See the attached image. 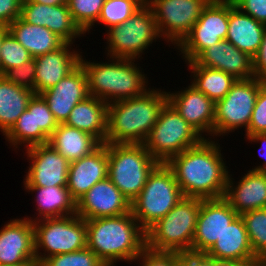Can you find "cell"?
<instances>
[{
  "mask_svg": "<svg viewBox=\"0 0 266 266\" xmlns=\"http://www.w3.org/2000/svg\"><path fill=\"white\" fill-rule=\"evenodd\" d=\"M221 149L215 139H203L198 145L186 149L166 163L173 171L184 197H224L230 171L223 160Z\"/></svg>",
  "mask_w": 266,
  "mask_h": 266,
  "instance_id": "obj_1",
  "label": "cell"
},
{
  "mask_svg": "<svg viewBox=\"0 0 266 266\" xmlns=\"http://www.w3.org/2000/svg\"><path fill=\"white\" fill-rule=\"evenodd\" d=\"M85 221L87 247L106 266H116L120 261L131 264L146 247V231L135 220L131 211Z\"/></svg>",
  "mask_w": 266,
  "mask_h": 266,
  "instance_id": "obj_2",
  "label": "cell"
},
{
  "mask_svg": "<svg viewBox=\"0 0 266 266\" xmlns=\"http://www.w3.org/2000/svg\"><path fill=\"white\" fill-rule=\"evenodd\" d=\"M167 102L166 91L151 87L141 96L108 104L104 144H143Z\"/></svg>",
  "mask_w": 266,
  "mask_h": 266,
  "instance_id": "obj_3",
  "label": "cell"
},
{
  "mask_svg": "<svg viewBox=\"0 0 266 266\" xmlns=\"http://www.w3.org/2000/svg\"><path fill=\"white\" fill-rule=\"evenodd\" d=\"M108 62H91L81 55L80 64L87 76L89 95L107 104L143 95L150 87L147 74L135 59L107 58ZM141 69V70H140Z\"/></svg>",
  "mask_w": 266,
  "mask_h": 266,
  "instance_id": "obj_4",
  "label": "cell"
},
{
  "mask_svg": "<svg viewBox=\"0 0 266 266\" xmlns=\"http://www.w3.org/2000/svg\"><path fill=\"white\" fill-rule=\"evenodd\" d=\"M201 198L184 197L163 218L146 231V246L155 251H192Z\"/></svg>",
  "mask_w": 266,
  "mask_h": 266,
  "instance_id": "obj_5",
  "label": "cell"
},
{
  "mask_svg": "<svg viewBox=\"0 0 266 266\" xmlns=\"http://www.w3.org/2000/svg\"><path fill=\"white\" fill-rule=\"evenodd\" d=\"M158 164L144 144H108V178L130 203Z\"/></svg>",
  "mask_w": 266,
  "mask_h": 266,
  "instance_id": "obj_6",
  "label": "cell"
},
{
  "mask_svg": "<svg viewBox=\"0 0 266 266\" xmlns=\"http://www.w3.org/2000/svg\"><path fill=\"white\" fill-rule=\"evenodd\" d=\"M182 199L184 195L173 171L166 163H159L131 203V212L140 226L147 231Z\"/></svg>",
  "mask_w": 266,
  "mask_h": 266,
  "instance_id": "obj_7",
  "label": "cell"
},
{
  "mask_svg": "<svg viewBox=\"0 0 266 266\" xmlns=\"http://www.w3.org/2000/svg\"><path fill=\"white\" fill-rule=\"evenodd\" d=\"M107 57L143 58L145 50L161 39L152 8L146 3L120 25L105 30Z\"/></svg>",
  "mask_w": 266,
  "mask_h": 266,
  "instance_id": "obj_8",
  "label": "cell"
},
{
  "mask_svg": "<svg viewBox=\"0 0 266 266\" xmlns=\"http://www.w3.org/2000/svg\"><path fill=\"white\" fill-rule=\"evenodd\" d=\"M204 138L167 102L143 143L159 163L198 145Z\"/></svg>",
  "mask_w": 266,
  "mask_h": 266,
  "instance_id": "obj_9",
  "label": "cell"
},
{
  "mask_svg": "<svg viewBox=\"0 0 266 266\" xmlns=\"http://www.w3.org/2000/svg\"><path fill=\"white\" fill-rule=\"evenodd\" d=\"M32 223L37 265L50 256L76 252L87 247L86 221L77 214Z\"/></svg>",
  "mask_w": 266,
  "mask_h": 266,
  "instance_id": "obj_10",
  "label": "cell"
},
{
  "mask_svg": "<svg viewBox=\"0 0 266 266\" xmlns=\"http://www.w3.org/2000/svg\"><path fill=\"white\" fill-rule=\"evenodd\" d=\"M255 77L236 80L225 97L215 103L214 136H225L235 130L248 129L259 89L265 84Z\"/></svg>",
  "mask_w": 266,
  "mask_h": 266,
  "instance_id": "obj_11",
  "label": "cell"
},
{
  "mask_svg": "<svg viewBox=\"0 0 266 266\" xmlns=\"http://www.w3.org/2000/svg\"><path fill=\"white\" fill-rule=\"evenodd\" d=\"M229 0H210L188 35L175 47L185 62L194 61L206 48L226 40Z\"/></svg>",
  "mask_w": 266,
  "mask_h": 266,
  "instance_id": "obj_12",
  "label": "cell"
},
{
  "mask_svg": "<svg viewBox=\"0 0 266 266\" xmlns=\"http://www.w3.org/2000/svg\"><path fill=\"white\" fill-rule=\"evenodd\" d=\"M209 1L147 0V4L152 8L161 38L177 47L191 31Z\"/></svg>",
  "mask_w": 266,
  "mask_h": 266,
  "instance_id": "obj_13",
  "label": "cell"
},
{
  "mask_svg": "<svg viewBox=\"0 0 266 266\" xmlns=\"http://www.w3.org/2000/svg\"><path fill=\"white\" fill-rule=\"evenodd\" d=\"M29 169L23 180L24 187H67L70 162L49 143L24 149Z\"/></svg>",
  "mask_w": 266,
  "mask_h": 266,
  "instance_id": "obj_14",
  "label": "cell"
},
{
  "mask_svg": "<svg viewBox=\"0 0 266 266\" xmlns=\"http://www.w3.org/2000/svg\"><path fill=\"white\" fill-rule=\"evenodd\" d=\"M239 214L224 198L201 199L192 253H206Z\"/></svg>",
  "mask_w": 266,
  "mask_h": 266,
  "instance_id": "obj_15",
  "label": "cell"
},
{
  "mask_svg": "<svg viewBox=\"0 0 266 266\" xmlns=\"http://www.w3.org/2000/svg\"><path fill=\"white\" fill-rule=\"evenodd\" d=\"M205 254L225 266H255L262 263L251 249L246 226L240 215Z\"/></svg>",
  "mask_w": 266,
  "mask_h": 266,
  "instance_id": "obj_16",
  "label": "cell"
},
{
  "mask_svg": "<svg viewBox=\"0 0 266 266\" xmlns=\"http://www.w3.org/2000/svg\"><path fill=\"white\" fill-rule=\"evenodd\" d=\"M187 87L181 91H168V102L204 139H207L205 137L207 135L208 139H211L213 137L215 103L191 84Z\"/></svg>",
  "mask_w": 266,
  "mask_h": 266,
  "instance_id": "obj_17",
  "label": "cell"
},
{
  "mask_svg": "<svg viewBox=\"0 0 266 266\" xmlns=\"http://www.w3.org/2000/svg\"><path fill=\"white\" fill-rule=\"evenodd\" d=\"M24 263H36V255L33 223L22 217L0 229V265Z\"/></svg>",
  "mask_w": 266,
  "mask_h": 266,
  "instance_id": "obj_18",
  "label": "cell"
},
{
  "mask_svg": "<svg viewBox=\"0 0 266 266\" xmlns=\"http://www.w3.org/2000/svg\"><path fill=\"white\" fill-rule=\"evenodd\" d=\"M131 211V203L111 180L97 182L76 202V214L85 220L118 216Z\"/></svg>",
  "mask_w": 266,
  "mask_h": 266,
  "instance_id": "obj_19",
  "label": "cell"
},
{
  "mask_svg": "<svg viewBox=\"0 0 266 266\" xmlns=\"http://www.w3.org/2000/svg\"><path fill=\"white\" fill-rule=\"evenodd\" d=\"M20 17L29 24L46 27L65 43L73 44L76 38L85 36V33L74 22L67 3L50 6L22 2Z\"/></svg>",
  "mask_w": 266,
  "mask_h": 266,
  "instance_id": "obj_20",
  "label": "cell"
},
{
  "mask_svg": "<svg viewBox=\"0 0 266 266\" xmlns=\"http://www.w3.org/2000/svg\"><path fill=\"white\" fill-rule=\"evenodd\" d=\"M58 124L65 123L76 104L89 96L87 76L79 64L55 86L41 93Z\"/></svg>",
  "mask_w": 266,
  "mask_h": 266,
  "instance_id": "obj_21",
  "label": "cell"
},
{
  "mask_svg": "<svg viewBox=\"0 0 266 266\" xmlns=\"http://www.w3.org/2000/svg\"><path fill=\"white\" fill-rule=\"evenodd\" d=\"M108 177V144H101L91 154L70 162L67 188L77 202L97 182Z\"/></svg>",
  "mask_w": 266,
  "mask_h": 266,
  "instance_id": "obj_22",
  "label": "cell"
},
{
  "mask_svg": "<svg viewBox=\"0 0 266 266\" xmlns=\"http://www.w3.org/2000/svg\"><path fill=\"white\" fill-rule=\"evenodd\" d=\"M72 45L64 43L54 51L34 57L35 94H41L52 88L80 64L82 52L74 49Z\"/></svg>",
  "mask_w": 266,
  "mask_h": 266,
  "instance_id": "obj_23",
  "label": "cell"
},
{
  "mask_svg": "<svg viewBox=\"0 0 266 266\" xmlns=\"http://www.w3.org/2000/svg\"><path fill=\"white\" fill-rule=\"evenodd\" d=\"M199 66L221 70L237 80L254 78L253 57L240 51L228 40L206 48L195 60Z\"/></svg>",
  "mask_w": 266,
  "mask_h": 266,
  "instance_id": "obj_24",
  "label": "cell"
},
{
  "mask_svg": "<svg viewBox=\"0 0 266 266\" xmlns=\"http://www.w3.org/2000/svg\"><path fill=\"white\" fill-rule=\"evenodd\" d=\"M231 176L229 172L223 198L239 215L266 208V172L249 170L237 182Z\"/></svg>",
  "mask_w": 266,
  "mask_h": 266,
  "instance_id": "obj_25",
  "label": "cell"
},
{
  "mask_svg": "<svg viewBox=\"0 0 266 266\" xmlns=\"http://www.w3.org/2000/svg\"><path fill=\"white\" fill-rule=\"evenodd\" d=\"M266 25L242 12L229 0V20L226 40L240 51L254 57L259 51Z\"/></svg>",
  "mask_w": 266,
  "mask_h": 266,
  "instance_id": "obj_26",
  "label": "cell"
},
{
  "mask_svg": "<svg viewBox=\"0 0 266 266\" xmlns=\"http://www.w3.org/2000/svg\"><path fill=\"white\" fill-rule=\"evenodd\" d=\"M108 104L89 95L74 106L65 124L94 136L101 144L107 135Z\"/></svg>",
  "mask_w": 266,
  "mask_h": 266,
  "instance_id": "obj_27",
  "label": "cell"
},
{
  "mask_svg": "<svg viewBox=\"0 0 266 266\" xmlns=\"http://www.w3.org/2000/svg\"><path fill=\"white\" fill-rule=\"evenodd\" d=\"M26 192L37 193L36 211L38 216L24 217L32 222L46 218H59L76 214V201L70 195L67 187H24Z\"/></svg>",
  "mask_w": 266,
  "mask_h": 266,
  "instance_id": "obj_28",
  "label": "cell"
},
{
  "mask_svg": "<svg viewBox=\"0 0 266 266\" xmlns=\"http://www.w3.org/2000/svg\"><path fill=\"white\" fill-rule=\"evenodd\" d=\"M48 143L69 162L91 154L101 145L94 136L65 123L58 124Z\"/></svg>",
  "mask_w": 266,
  "mask_h": 266,
  "instance_id": "obj_29",
  "label": "cell"
},
{
  "mask_svg": "<svg viewBox=\"0 0 266 266\" xmlns=\"http://www.w3.org/2000/svg\"><path fill=\"white\" fill-rule=\"evenodd\" d=\"M8 30L33 58L54 51L65 43L46 27L29 24L21 17L13 21Z\"/></svg>",
  "mask_w": 266,
  "mask_h": 266,
  "instance_id": "obj_30",
  "label": "cell"
},
{
  "mask_svg": "<svg viewBox=\"0 0 266 266\" xmlns=\"http://www.w3.org/2000/svg\"><path fill=\"white\" fill-rule=\"evenodd\" d=\"M34 92L0 76V132L4 136L27 109Z\"/></svg>",
  "mask_w": 266,
  "mask_h": 266,
  "instance_id": "obj_31",
  "label": "cell"
},
{
  "mask_svg": "<svg viewBox=\"0 0 266 266\" xmlns=\"http://www.w3.org/2000/svg\"><path fill=\"white\" fill-rule=\"evenodd\" d=\"M186 65L190 68V79L193 78L190 84L214 103L223 99L237 80L221 70L199 66L195 61L186 62Z\"/></svg>",
  "mask_w": 266,
  "mask_h": 266,
  "instance_id": "obj_32",
  "label": "cell"
},
{
  "mask_svg": "<svg viewBox=\"0 0 266 266\" xmlns=\"http://www.w3.org/2000/svg\"><path fill=\"white\" fill-rule=\"evenodd\" d=\"M27 109L33 111L34 121V146L47 144L49 138L58 126L46 100L41 94H33Z\"/></svg>",
  "mask_w": 266,
  "mask_h": 266,
  "instance_id": "obj_33",
  "label": "cell"
},
{
  "mask_svg": "<svg viewBox=\"0 0 266 266\" xmlns=\"http://www.w3.org/2000/svg\"><path fill=\"white\" fill-rule=\"evenodd\" d=\"M245 223L251 249L261 261L266 260V208L249 210L240 215Z\"/></svg>",
  "mask_w": 266,
  "mask_h": 266,
  "instance_id": "obj_34",
  "label": "cell"
},
{
  "mask_svg": "<svg viewBox=\"0 0 266 266\" xmlns=\"http://www.w3.org/2000/svg\"><path fill=\"white\" fill-rule=\"evenodd\" d=\"M143 5L140 0H105L96 24H103L108 30L125 22Z\"/></svg>",
  "mask_w": 266,
  "mask_h": 266,
  "instance_id": "obj_35",
  "label": "cell"
},
{
  "mask_svg": "<svg viewBox=\"0 0 266 266\" xmlns=\"http://www.w3.org/2000/svg\"><path fill=\"white\" fill-rule=\"evenodd\" d=\"M105 0H67L68 8L74 22L86 34L89 32L101 13Z\"/></svg>",
  "mask_w": 266,
  "mask_h": 266,
  "instance_id": "obj_36",
  "label": "cell"
},
{
  "mask_svg": "<svg viewBox=\"0 0 266 266\" xmlns=\"http://www.w3.org/2000/svg\"><path fill=\"white\" fill-rule=\"evenodd\" d=\"M4 136L15 150H19L20 146H24L25 149L34 146L33 111L26 109Z\"/></svg>",
  "mask_w": 266,
  "mask_h": 266,
  "instance_id": "obj_37",
  "label": "cell"
},
{
  "mask_svg": "<svg viewBox=\"0 0 266 266\" xmlns=\"http://www.w3.org/2000/svg\"><path fill=\"white\" fill-rule=\"evenodd\" d=\"M0 48L2 76L8 69L18 67L33 58L10 32L4 36Z\"/></svg>",
  "mask_w": 266,
  "mask_h": 266,
  "instance_id": "obj_38",
  "label": "cell"
},
{
  "mask_svg": "<svg viewBox=\"0 0 266 266\" xmlns=\"http://www.w3.org/2000/svg\"><path fill=\"white\" fill-rule=\"evenodd\" d=\"M38 266H106L88 247L44 259Z\"/></svg>",
  "mask_w": 266,
  "mask_h": 266,
  "instance_id": "obj_39",
  "label": "cell"
},
{
  "mask_svg": "<svg viewBox=\"0 0 266 266\" xmlns=\"http://www.w3.org/2000/svg\"><path fill=\"white\" fill-rule=\"evenodd\" d=\"M36 64L34 58L18 67L8 69L3 76L22 88L31 90L35 94Z\"/></svg>",
  "mask_w": 266,
  "mask_h": 266,
  "instance_id": "obj_40",
  "label": "cell"
},
{
  "mask_svg": "<svg viewBox=\"0 0 266 266\" xmlns=\"http://www.w3.org/2000/svg\"><path fill=\"white\" fill-rule=\"evenodd\" d=\"M179 256V252L155 251L146 246L134 262L139 261L140 266H178Z\"/></svg>",
  "mask_w": 266,
  "mask_h": 266,
  "instance_id": "obj_41",
  "label": "cell"
},
{
  "mask_svg": "<svg viewBox=\"0 0 266 266\" xmlns=\"http://www.w3.org/2000/svg\"><path fill=\"white\" fill-rule=\"evenodd\" d=\"M256 133H266V83L259 89L245 136Z\"/></svg>",
  "mask_w": 266,
  "mask_h": 266,
  "instance_id": "obj_42",
  "label": "cell"
},
{
  "mask_svg": "<svg viewBox=\"0 0 266 266\" xmlns=\"http://www.w3.org/2000/svg\"><path fill=\"white\" fill-rule=\"evenodd\" d=\"M242 12L266 25V0H232Z\"/></svg>",
  "mask_w": 266,
  "mask_h": 266,
  "instance_id": "obj_43",
  "label": "cell"
},
{
  "mask_svg": "<svg viewBox=\"0 0 266 266\" xmlns=\"http://www.w3.org/2000/svg\"><path fill=\"white\" fill-rule=\"evenodd\" d=\"M22 0H0V26L8 27L21 16Z\"/></svg>",
  "mask_w": 266,
  "mask_h": 266,
  "instance_id": "obj_44",
  "label": "cell"
},
{
  "mask_svg": "<svg viewBox=\"0 0 266 266\" xmlns=\"http://www.w3.org/2000/svg\"><path fill=\"white\" fill-rule=\"evenodd\" d=\"M178 266H225L205 253H180Z\"/></svg>",
  "mask_w": 266,
  "mask_h": 266,
  "instance_id": "obj_45",
  "label": "cell"
},
{
  "mask_svg": "<svg viewBox=\"0 0 266 266\" xmlns=\"http://www.w3.org/2000/svg\"><path fill=\"white\" fill-rule=\"evenodd\" d=\"M254 77L266 82V30L264 31L259 51L253 57Z\"/></svg>",
  "mask_w": 266,
  "mask_h": 266,
  "instance_id": "obj_46",
  "label": "cell"
},
{
  "mask_svg": "<svg viewBox=\"0 0 266 266\" xmlns=\"http://www.w3.org/2000/svg\"><path fill=\"white\" fill-rule=\"evenodd\" d=\"M247 138L249 142H254V143H260V148H259V156L262 157L264 162L262 164H259L258 166H255L254 168L250 169L253 171H257V172H266V133H256V134H252L248 137H244Z\"/></svg>",
  "mask_w": 266,
  "mask_h": 266,
  "instance_id": "obj_47",
  "label": "cell"
},
{
  "mask_svg": "<svg viewBox=\"0 0 266 266\" xmlns=\"http://www.w3.org/2000/svg\"><path fill=\"white\" fill-rule=\"evenodd\" d=\"M22 2L40 3L50 6H56V5L66 4L67 0H22Z\"/></svg>",
  "mask_w": 266,
  "mask_h": 266,
  "instance_id": "obj_48",
  "label": "cell"
},
{
  "mask_svg": "<svg viewBox=\"0 0 266 266\" xmlns=\"http://www.w3.org/2000/svg\"><path fill=\"white\" fill-rule=\"evenodd\" d=\"M9 32L8 27L0 26V47L3 42L4 36ZM1 49V48H0ZM0 76H2V69H1V55H0Z\"/></svg>",
  "mask_w": 266,
  "mask_h": 266,
  "instance_id": "obj_49",
  "label": "cell"
},
{
  "mask_svg": "<svg viewBox=\"0 0 266 266\" xmlns=\"http://www.w3.org/2000/svg\"><path fill=\"white\" fill-rule=\"evenodd\" d=\"M0 266H38L37 263H24V264H17V265H0Z\"/></svg>",
  "mask_w": 266,
  "mask_h": 266,
  "instance_id": "obj_50",
  "label": "cell"
},
{
  "mask_svg": "<svg viewBox=\"0 0 266 266\" xmlns=\"http://www.w3.org/2000/svg\"><path fill=\"white\" fill-rule=\"evenodd\" d=\"M143 4L147 3V0H140Z\"/></svg>",
  "mask_w": 266,
  "mask_h": 266,
  "instance_id": "obj_51",
  "label": "cell"
},
{
  "mask_svg": "<svg viewBox=\"0 0 266 266\" xmlns=\"http://www.w3.org/2000/svg\"><path fill=\"white\" fill-rule=\"evenodd\" d=\"M262 265H263V266H266V261H263V262H262Z\"/></svg>",
  "mask_w": 266,
  "mask_h": 266,
  "instance_id": "obj_52",
  "label": "cell"
}]
</instances>
